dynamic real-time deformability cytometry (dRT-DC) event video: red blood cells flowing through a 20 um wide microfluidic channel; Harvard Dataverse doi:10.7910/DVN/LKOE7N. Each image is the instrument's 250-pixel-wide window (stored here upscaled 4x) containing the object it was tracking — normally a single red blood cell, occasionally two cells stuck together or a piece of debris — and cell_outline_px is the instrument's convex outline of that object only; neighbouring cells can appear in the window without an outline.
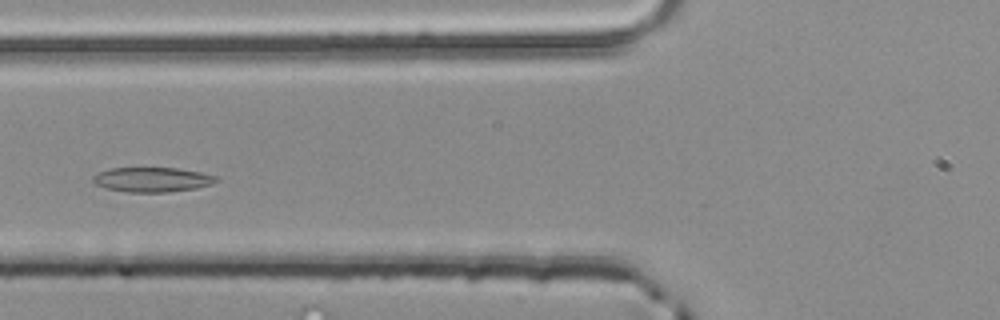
{"species": "common noctule bat (a hibernating species)", "species_latin": "Nyctalus noctula", "temperature_condition": "room temperature", "stored_images_in_passage": 4, "camera_frame_rate_fps": 3000, "um_per_image_px": 0.085, "animal": {"sex": "male", "body_mass_g": 20.4}, "frame": {"image": 1, "passage_image": 4, "time_ms": 1.0, "image_size_px": [1000, 320], "cell_outline_px": [[220, 180], [212, 184], [196, 188], [168, 192], [128, 192], [104, 188], [96, 184], [92, 180], [92, 176], [96, 172], [108, 168], [176, 168], [200, 172], [220, 176]], "centroid_in_image_um": [12.94, 15.26], "position_along_channel_um": 112.9, "area_um2": 17.98}}